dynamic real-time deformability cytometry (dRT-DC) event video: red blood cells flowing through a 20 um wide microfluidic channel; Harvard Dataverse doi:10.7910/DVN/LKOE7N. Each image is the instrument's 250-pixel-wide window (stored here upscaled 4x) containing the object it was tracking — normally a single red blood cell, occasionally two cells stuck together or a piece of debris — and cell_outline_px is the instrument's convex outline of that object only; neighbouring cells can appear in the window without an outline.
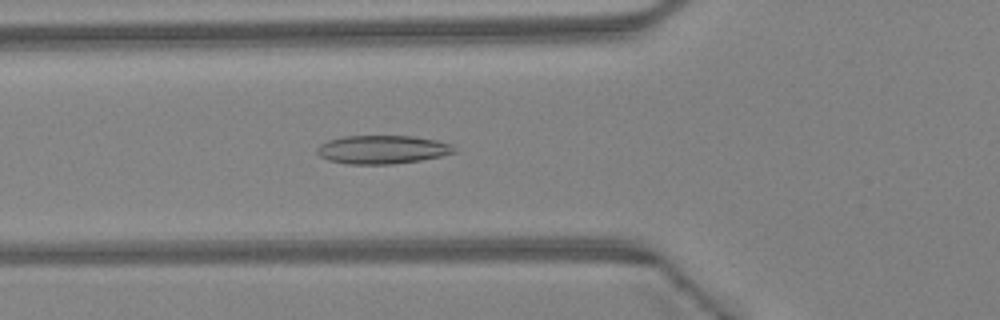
{"species": "Egyptian fruit bat (a non-hibernating species)", "species_latin": "Rousettus aegyptiacus", "temperature_condition": "warm", "stored_images_in_passage": 46, "camera_frame_rate_fps": 3000, "um_per_image_px": 0.085, "animal": {"sex": "female"}, "frame": {"image": 1, "passage_image": 17, "time_ms": 5.333, "image_size_px": [1000, 320], "cell_outline_px": [[456, 152], [440, 156], [420, 160], [392, 164], [348, 164], [328, 160], [320, 156], [316, 152], [316, 148], [320, 144], [328, 140], [344, 136], [412, 136], [436, 140], [448, 144], [456, 148]], "centroid_in_image_um": [32.46, 12.71], "position_along_channel_um": 93.3, "area_um2": 22.66}}
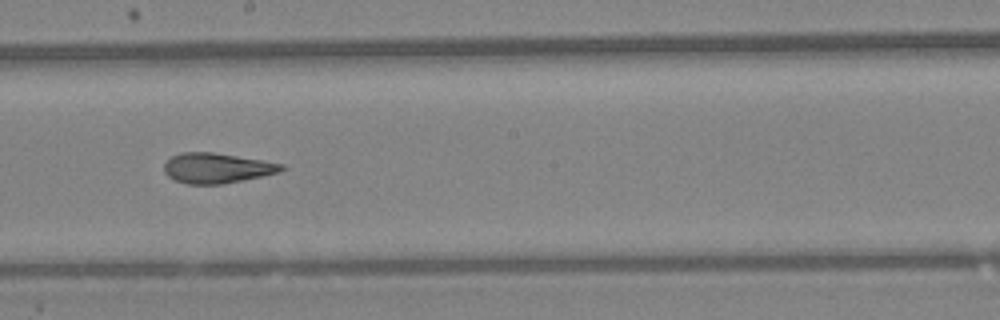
{"frame": {"image": 2, "passage_image": 26, "time_ms": 8.333, "image_size_px": [1000, 320], "cell_outline_px": [[288, 168], [280, 172], [244, 180], [220, 184], [188, 184], [176, 180], [168, 176], [164, 172], [164, 164], [172, 156], [180, 152], [212, 152], [284, 164]], "centroid_in_image_um": [18.44, 14.29], "position_along_channel_um": 229.8, "area_um2": 20.52}}
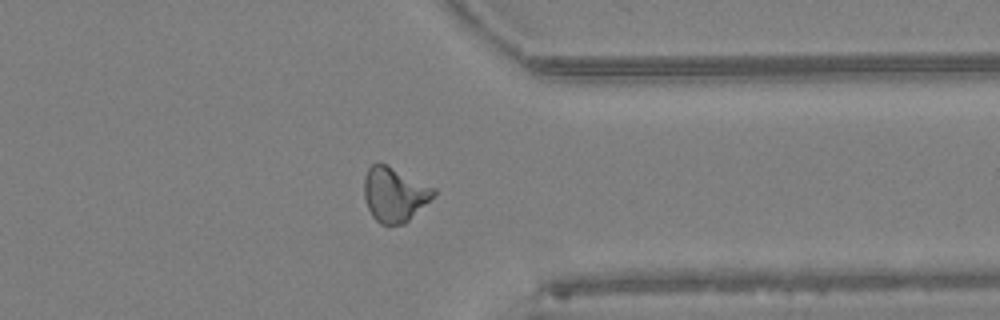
{"frame": {"image": 3, "passage_image": 36, "time_ms": 11.667, "image_size_px": [1000, 320], "cell_outline_px": [[436, 192], [404, 224], [380, 224], [372, 216], [368, 208], [364, 196], [364, 176], [368, 168], [372, 164], [384, 164], [436, 188]], "centroid_in_image_um": [33.49, 16.52], "position_along_channel_um": 377.9, "area_um2": 21.5}, "authors_computed_cell_mechanics": {"area_um2": 21.5305, "velocity_mm_per_s": 4.5775, "shape_relaxation_time_tau1_ms": null, "shape_relaxation_time_tau2_ms": 2.1878, "deformation_change_tau1": null, "deformation_change_tau2": 0.1066}}